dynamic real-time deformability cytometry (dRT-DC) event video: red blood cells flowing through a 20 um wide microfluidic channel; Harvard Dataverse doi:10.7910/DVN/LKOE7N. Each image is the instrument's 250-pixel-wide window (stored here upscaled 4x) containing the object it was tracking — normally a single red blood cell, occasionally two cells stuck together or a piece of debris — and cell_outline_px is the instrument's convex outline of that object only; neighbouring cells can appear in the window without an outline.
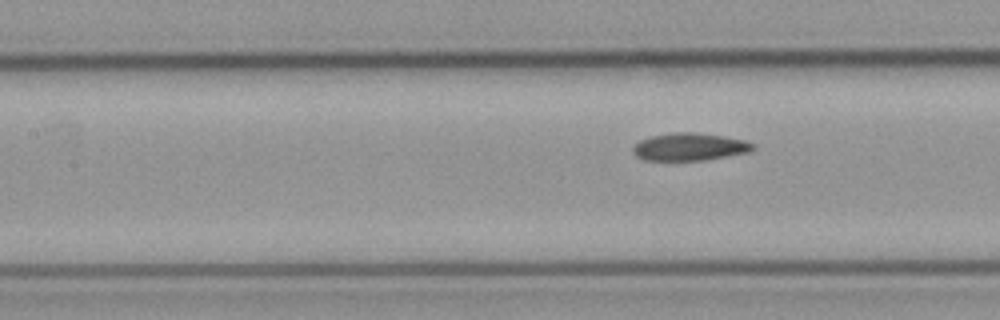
{"species": "common noctule bat (a hibernating species)", "species_latin": "Nyctalus noctula", "temperature_condition": "cold", "stored_images_in_passage": 8, "segment_of_instrument_passage": [2, 2], "camera_frame_rate_fps": 3000, "um_per_image_px": 0.085, "animal": {"sex": "male", "body_mass_g": 23.1, "forearm_length_mm": 52.7}, "frame": {"image": 1, "passage_image": 8, "time_ms": 9.333, "image_size_px": [1000, 320], "cell_outline_px": [[756, 148], [748, 152], [704, 160], [644, 160], [636, 156], [632, 152], [632, 144], [640, 140], [652, 136], [672, 132], [696, 132], [724, 136], [744, 140], [756, 144]], "centroid_in_image_um": [58.59, 12.47], "position_along_channel_um": 148.8, "area_um2": 19.42}}